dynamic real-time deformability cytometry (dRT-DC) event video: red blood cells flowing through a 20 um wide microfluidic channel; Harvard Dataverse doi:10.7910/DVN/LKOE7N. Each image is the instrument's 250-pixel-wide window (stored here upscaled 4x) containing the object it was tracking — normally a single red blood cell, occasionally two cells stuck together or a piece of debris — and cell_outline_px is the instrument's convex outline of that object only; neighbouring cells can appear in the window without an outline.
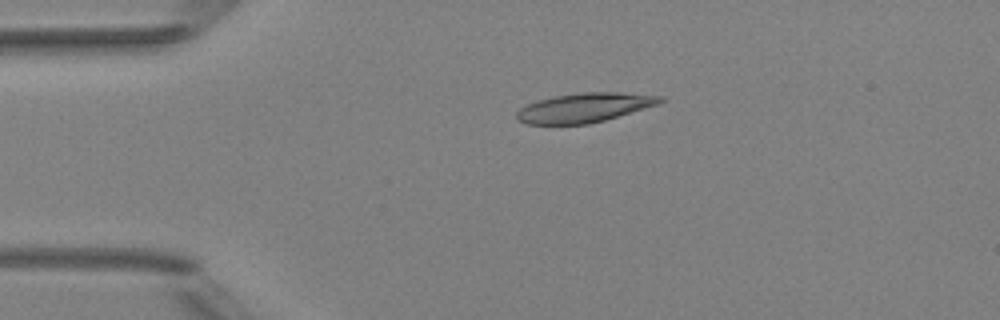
{"species": "Egyptian fruit bat (a non-hibernating species)", "species_latin": "Rousettus aegyptiacus", "temperature_condition": "room temperature", "stored_images_in_passage": 4, "camera_frame_rate_fps": 3000, "um_per_image_px": 0.085, "animal": {"sex": "female"}, "frame": {"image": 1, "passage_image": 3, "time_ms": 2.333, "image_size_px": [1000, 320], "cell_outline_px": [[664, 100], [656, 104], [644, 108], [604, 120], [588, 124], [528, 124], [516, 120], [516, 112], [520, 108], [536, 100], [556, 96], [584, 92], [620, 92], [664, 96]], "centroid_in_image_um": [49.64, 9.15], "position_along_channel_um": 35.4, "area_um2": 24.28}}